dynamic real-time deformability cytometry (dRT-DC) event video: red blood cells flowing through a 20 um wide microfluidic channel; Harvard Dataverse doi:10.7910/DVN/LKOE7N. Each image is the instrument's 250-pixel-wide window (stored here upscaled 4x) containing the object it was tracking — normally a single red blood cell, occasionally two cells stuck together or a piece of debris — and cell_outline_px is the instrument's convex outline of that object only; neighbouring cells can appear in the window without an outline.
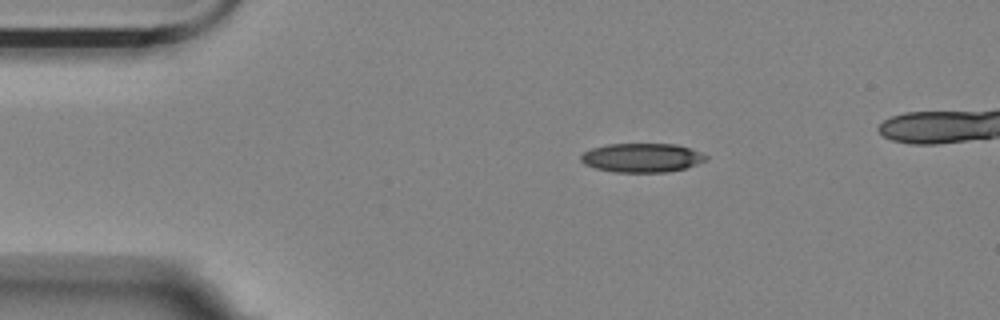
{"species": "Egyptian fruit bat (a non-hibernating species)", "species_latin": "Rousettus aegyptiacus", "temperature_condition": "room temperature", "stored_images_in_passage": 4, "camera_frame_rate_fps": 3000, "um_per_image_px": 0.085, "animal": {"sex": "female"}, "frame": {"image": 1, "passage_image": 1, "time_ms": 0.0, "image_size_px": [1000, 320], "cell_outline_px": [[708, 160], [684, 168], [668, 172], [616, 172], [596, 168], [584, 164], [580, 160], [580, 156], [584, 152], [592, 148], [608, 144], [676, 144], [700, 152], [708, 156]], "centroid_in_image_um": [54.56, 13.41], "position_along_channel_um": 30.4, "area_um2": 21.04}}
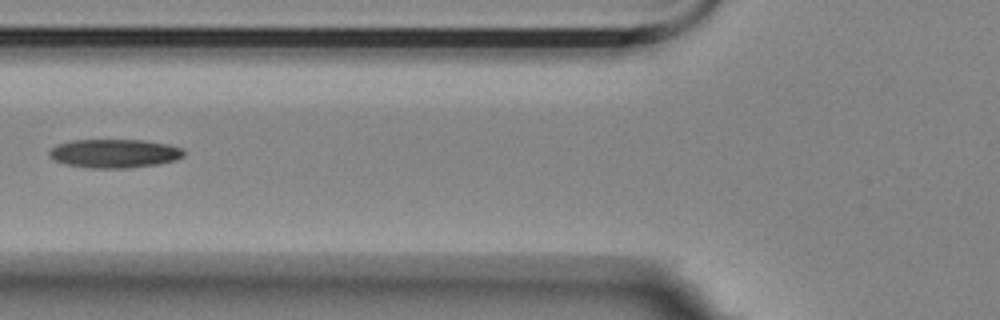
{"frame": {"image": 2, "passage_image": 4, "time_ms": 1.0, "image_size_px": [1000, 320], "cell_outline_px": [[184, 156], [176, 160], [160, 164], [128, 168], [88, 168], [64, 164], [48, 156], [48, 152], [56, 144], [72, 140], [144, 140], [168, 144], [184, 148]], "centroid_in_image_um": [9.74, 13.04], "position_along_channel_um": 116.1, "area_um2": 22.77}}